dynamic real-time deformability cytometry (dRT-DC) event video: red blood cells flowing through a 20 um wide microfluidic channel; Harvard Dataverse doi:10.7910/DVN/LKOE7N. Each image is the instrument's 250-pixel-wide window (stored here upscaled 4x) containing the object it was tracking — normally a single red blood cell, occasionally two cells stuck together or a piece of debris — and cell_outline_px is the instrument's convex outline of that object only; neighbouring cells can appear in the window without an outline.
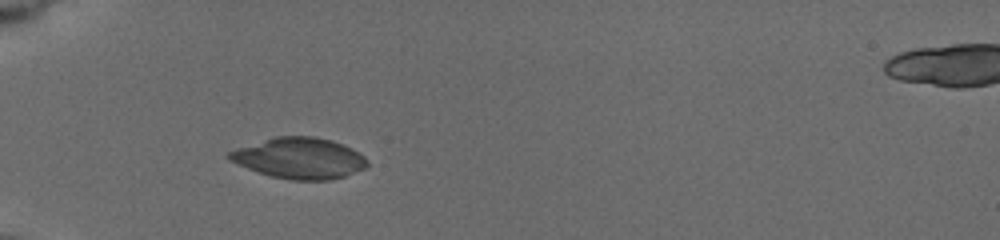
{"species": "common noctule bat (a hibernating species)", "species_latin": "Nyctalus noctula", "temperature_condition": "cold", "stored_images_in_passage": 12, "camera_frame_rate_fps": 3000, "um_per_image_px": 0.085, "animal": {"sex": "female", "body_mass_g": 19.5, "forearm_length_mm": 54.1}, "frame": {"image": 1, "passage_image": 9, "time_ms": 4.0, "image_size_px": [1000, 240], "cell_outline_px": [[368, 164], [364, 168], [344, 176], [332, 180], [288, 180], [268, 176], [228, 160], [224, 156], [228, 152], [276, 136], [312, 136], [332, 140], [364, 156], [368, 160]], "centroid_in_image_um": [25.42, 13.46], "position_along_channel_um": 59.6, "area_um2": 32.66}}